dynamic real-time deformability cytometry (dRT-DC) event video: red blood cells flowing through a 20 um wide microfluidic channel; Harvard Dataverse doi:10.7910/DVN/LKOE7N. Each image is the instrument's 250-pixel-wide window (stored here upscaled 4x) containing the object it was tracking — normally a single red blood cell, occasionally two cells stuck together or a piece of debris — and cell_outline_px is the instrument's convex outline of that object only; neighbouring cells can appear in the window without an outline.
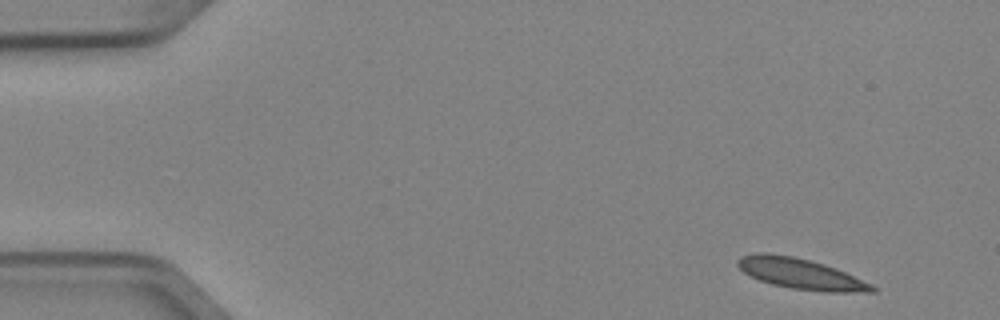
{"species": "Egyptian fruit bat (a non-hibernating species)", "species_latin": "Rousettus aegyptiacus", "temperature_condition": "cold", "stored_images_in_passage": 4, "camera_frame_rate_fps": 3000, "um_per_image_px": 0.085, "animal": {"sex": "female"}, "frame": {"image": 1, "passage_image": 1, "time_ms": 0.0, "image_size_px": [1000, 320], "cell_outline_px": [[876, 292], [828, 292], [792, 288], [772, 284], [760, 280], [744, 272], [736, 264], [736, 260], [740, 256], [756, 252], [768, 252], [792, 256], [824, 264], [836, 268], [872, 284], [876, 288]], "centroid_in_image_um": [68.04, 23.26], "position_along_channel_um": 17.0, "area_um2": 23.93}}
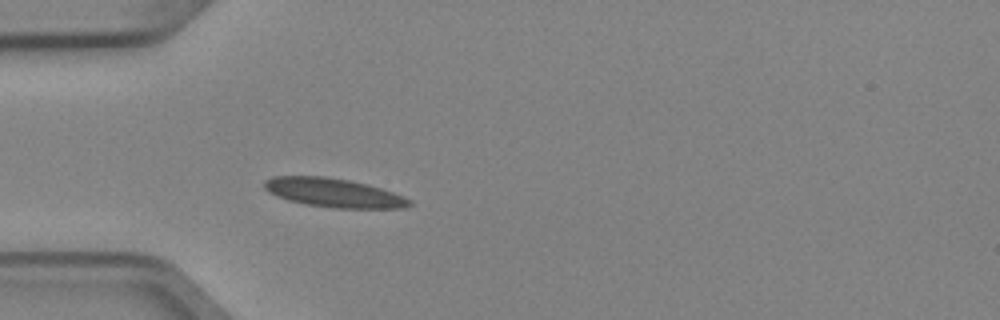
{"frame": {"image": 2, "passage_image": 4, "time_ms": 1.0, "image_size_px": [1000, 320], "cell_outline_px": [[412, 204], [404, 208], [336, 208], [304, 204], [288, 200], [276, 196], [268, 192], [264, 188], [264, 180], [272, 176], [324, 176], [348, 180], [368, 184], [404, 196], [412, 200]], "centroid_in_image_um": [28.34, 16.38], "position_along_channel_um": 56.7, "area_um2": 24.51}}